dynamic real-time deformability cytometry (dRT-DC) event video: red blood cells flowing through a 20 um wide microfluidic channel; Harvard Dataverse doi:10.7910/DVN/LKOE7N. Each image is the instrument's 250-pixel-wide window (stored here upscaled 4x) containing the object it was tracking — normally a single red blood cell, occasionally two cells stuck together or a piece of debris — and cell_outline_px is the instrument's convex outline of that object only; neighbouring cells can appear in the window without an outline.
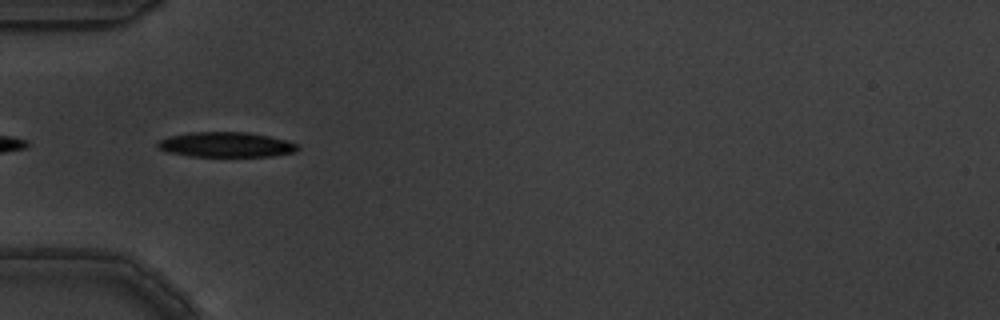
{"species": "common noctule bat (a hibernating species)", "species_latin": "Nyctalus noctula", "temperature_condition": "warm", "stored_images_in_passage": 6, "camera_frame_rate_fps": 3000, "um_per_image_px": 0.085, "animal": {"sex": "male", "body_mass_g": 19.5, "forearm_length_mm": 54.6}, "frame": {"image": 1, "passage_image": 5, "time_ms": 1.333, "image_size_px": [1000, 320], "cell_outline_px": [[300, 148], [296, 152], [272, 156], [188, 156], [168, 152], [160, 148], [156, 144], [156, 140], [168, 136], [188, 132], [248, 132], [288, 140], [300, 144]], "centroid_in_image_um": [19.23, 12.29], "position_along_channel_um": 65.8, "area_um2": 20.69}}
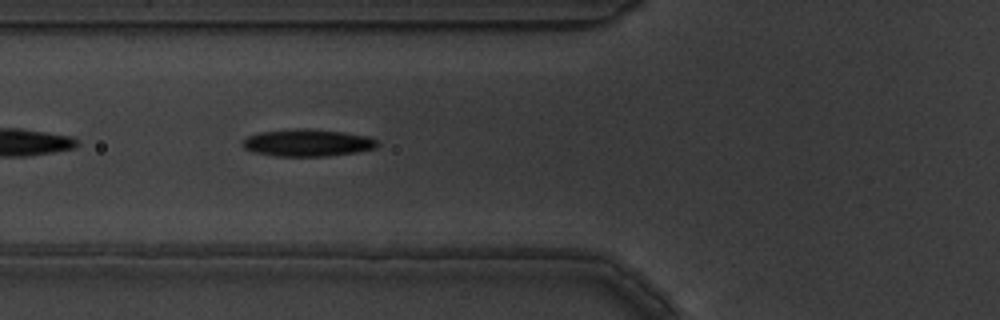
{"frame": {"image": 2, "passage_image": 6, "time_ms": 1.667, "image_size_px": [1000, 320], "cell_outline_px": [[380, 144], [376, 148], [356, 152], [328, 156], [276, 156], [252, 152], [244, 148], [240, 144], [248, 136], [260, 132], [292, 128], [308, 128], [344, 132], [368, 136], [376, 140]], "centroid_in_image_um": [26.13, 12.13], "position_along_channel_um": 99.7, "area_um2": 21.56}}